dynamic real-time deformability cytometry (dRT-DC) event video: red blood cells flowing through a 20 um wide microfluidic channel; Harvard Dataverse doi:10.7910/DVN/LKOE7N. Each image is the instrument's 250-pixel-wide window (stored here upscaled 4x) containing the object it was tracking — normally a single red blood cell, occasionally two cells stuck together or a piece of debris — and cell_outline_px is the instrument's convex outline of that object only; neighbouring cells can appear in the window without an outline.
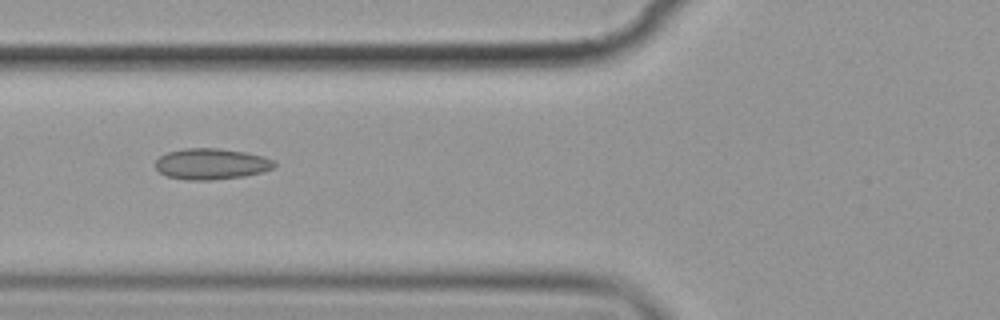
{"species": "common noctule bat (a hibernating species)", "species_latin": "Nyctalus noctula", "temperature_condition": "cold", "stored_images_in_passage": 6, "camera_frame_rate_fps": 3000, "um_per_image_px": 0.085, "animal": {"sex": "female", "body_mass_g": 19.9}, "frame": {"image": 1, "passage_image": 6, "time_ms": 6.0, "image_size_px": [1000, 320], "cell_outline_px": [[276, 164], [272, 168], [264, 172], [244, 176], [212, 180], [188, 180], [168, 176], [160, 172], [156, 168], [156, 160], [160, 156], [168, 152], [184, 148], [216, 148], [244, 152], [264, 156], [276, 160]], "centroid_in_image_um": [17.99, 13.93], "position_along_channel_um": 107.8, "area_um2": 21.5}}